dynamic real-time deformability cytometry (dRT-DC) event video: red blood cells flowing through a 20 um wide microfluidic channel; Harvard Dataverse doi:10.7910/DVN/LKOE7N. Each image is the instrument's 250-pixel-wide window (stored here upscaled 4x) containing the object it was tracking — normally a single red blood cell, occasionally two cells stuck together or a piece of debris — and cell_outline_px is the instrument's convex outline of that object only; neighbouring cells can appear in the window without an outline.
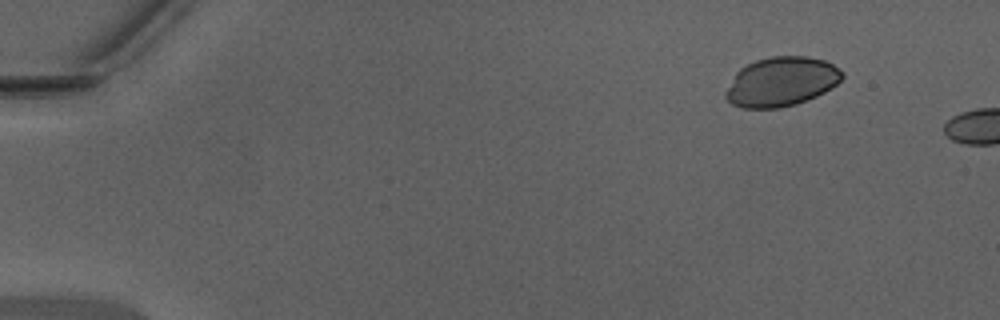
{"species": "Egyptian fruit bat (a non-hibernating species)", "species_latin": "Rousettus aegyptiacus", "temperature_condition": "warm", "stored_images_in_passage": 4, "camera_frame_rate_fps": 3000, "um_per_image_px": 0.085, "animal": {"sex": "male"}, "frame": {"image": 1, "passage_image": 1, "time_ms": 0.0, "image_size_px": [1000, 320], "cell_outline_px": [[844, 76], [836, 84], [824, 92], [816, 96], [796, 104], [780, 108], [744, 108], [732, 104], [724, 96], [724, 92], [736, 72], [740, 68], [756, 60], [772, 56], [804, 56], [824, 60], [832, 64], [844, 72]], "centroid_in_image_um": [66.4, 6.94], "position_along_channel_um": 18.6, "area_um2": 33.41}}